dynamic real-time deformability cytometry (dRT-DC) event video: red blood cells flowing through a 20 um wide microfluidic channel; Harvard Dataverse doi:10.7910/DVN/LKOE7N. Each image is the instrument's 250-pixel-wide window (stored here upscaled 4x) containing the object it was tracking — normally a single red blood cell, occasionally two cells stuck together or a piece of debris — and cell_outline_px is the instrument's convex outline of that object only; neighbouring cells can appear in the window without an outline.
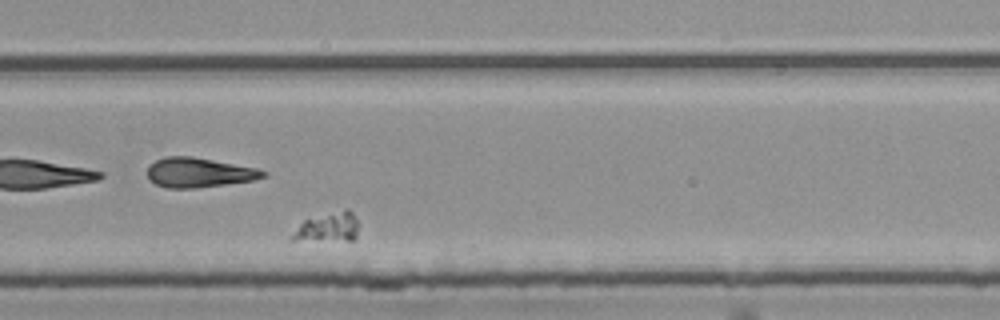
{"species": "common noctule bat (a hibernating species)", "species_latin": "Nyctalus noctula", "temperature_condition": "room temperature", "stored_images_in_passage": 41, "camera_frame_rate_fps": 3000, "um_per_image_px": 0.085, "animal": {"sex": "female", "body_mass_g": 25.1}, "frame": {"image": 1, "passage_image": 30, "time_ms": 9.667, "image_size_px": [1000, 320], "cell_outline_px": [[356, 236], [352, 240], [288, 240], [300, 224], [304, 220], [344, 208], [348, 208], [352, 212], [356, 220]], "centroid_in_image_um": [27.86, 19.3], "position_along_channel_um": 301.9, "area_um2": 11.16}}